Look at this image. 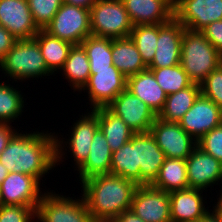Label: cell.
I'll return each mask as SVG.
<instances>
[{
  "label": "cell",
  "mask_w": 222,
  "mask_h": 222,
  "mask_svg": "<svg viewBox=\"0 0 222 222\" xmlns=\"http://www.w3.org/2000/svg\"><path fill=\"white\" fill-rule=\"evenodd\" d=\"M19 132L0 154V163L9 172L30 175L40 183L56 166V133Z\"/></svg>",
  "instance_id": "6da1fadb"
},
{
  "label": "cell",
  "mask_w": 222,
  "mask_h": 222,
  "mask_svg": "<svg viewBox=\"0 0 222 222\" xmlns=\"http://www.w3.org/2000/svg\"><path fill=\"white\" fill-rule=\"evenodd\" d=\"M82 196L95 222H111L131 208L137 185L113 174L97 175L81 183Z\"/></svg>",
  "instance_id": "7a4b0ae2"
},
{
  "label": "cell",
  "mask_w": 222,
  "mask_h": 222,
  "mask_svg": "<svg viewBox=\"0 0 222 222\" xmlns=\"http://www.w3.org/2000/svg\"><path fill=\"white\" fill-rule=\"evenodd\" d=\"M221 63L222 56L201 31L185 28L180 65L193 83L200 85Z\"/></svg>",
  "instance_id": "3957f363"
},
{
  "label": "cell",
  "mask_w": 222,
  "mask_h": 222,
  "mask_svg": "<svg viewBox=\"0 0 222 222\" xmlns=\"http://www.w3.org/2000/svg\"><path fill=\"white\" fill-rule=\"evenodd\" d=\"M0 68L4 77H10L15 82L53 75L34 39L17 40L0 60Z\"/></svg>",
  "instance_id": "277c9868"
},
{
  "label": "cell",
  "mask_w": 222,
  "mask_h": 222,
  "mask_svg": "<svg viewBox=\"0 0 222 222\" xmlns=\"http://www.w3.org/2000/svg\"><path fill=\"white\" fill-rule=\"evenodd\" d=\"M133 27L121 0H98L90 9L91 35L125 38L130 36Z\"/></svg>",
  "instance_id": "5b68a950"
},
{
  "label": "cell",
  "mask_w": 222,
  "mask_h": 222,
  "mask_svg": "<svg viewBox=\"0 0 222 222\" xmlns=\"http://www.w3.org/2000/svg\"><path fill=\"white\" fill-rule=\"evenodd\" d=\"M46 192L35 210L37 222H95L83 196L73 199L53 190Z\"/></svg>",
  "instance_id": "8992f818"
},
{
  "label": "cell",
  "mask_w": 222,
  "mask_h": 222,
  "mask_svg": "<svg viewBox=\"0 0 222 222\" xmlns=\"http://www.w3.org/2000/svg\"><path fill=\"white\" fill-rule=\"evenodd\" d=\"M91 111L92 112H86L84 115L83 113L81 116L79 115V120H76L72 125V131L70 132L71 134L68 135L70 136L68 139L63 138V136L61 138L59 134H56V165H60V163L64 162L63 159L67 156V152L65 153V151L68 150L67 148H69L68 151L71 154V158L72 156L74 158V167L76 166L75 170L86 161L90 153L94 133L99 128L98 114L94 110ZM58 136L60 138H58ZM63 139L68 141L66 142ZM65 154L66 156H64Z\"/></svg>",
  "instance_id": "52a82bcc"
},
{
  "label": "cell",
  "mask_w": 222,
  "mask_h": 222,
  "mask_svg": "<svg viewBox=\"0 0 222 222\" xmlns=\"http://www.w3.org/2000/svg\"><path fill=\"white\" fill-rule=\"evenodd\" d=\"M44 30L54 37L79 45L91 35L90 10L63 2Z\"/></svg>",
  "instance_id": "ba28073f"
},
{
  "label": "cell",
  "mask_w": 222,
  "mask_h": 222,
  "mask_svg": "<svg viewBox=\"0 0 222 222\" xmlns=\"http://www.w3.org/2000/svg\"><path fill=\"white\" fill-rule=\"evenodd\" d=\"M127 78L114 66L111 69L90 70V77L83 87L88 92L90 109L107 107L126 89Z\"/></svg>",
  "instance_id": "9c48e42d"
},
{
  "label": "cell",
  "mask_w": 222,
  "mask_h": 222,
  "mask_svg": "<svg viewBox=\"0 0 222 222\" xmlns=\"http://www.w3.org/2000/svg\"><path fill=\"white\" fill-rule=\"evenodd\" d=\"M150 133L166 158L187 159L197 147V141L178 124L156 117Z\"/></svg>",
  "instance_id": "30bf717a"
},
{
  "label": "cell",
  "mask_w": 222,
  "mask_h": 222,
  "mask_svg": "<svg viewBox=\"0 0 222 222\" xmlns=\"http://www.w3.org/2000/svg\"><path fill=\"white\" fill-rule=\"evenodd\" d=\"M174 18L186 29L202 31L222 20V0H174Z\"/></svg>",
  "instance_id": "8fae6325"
},
{
  "label": "cell",
  "mask_w": 222,
  "mask_h": 222,
  "mask_svg": "<svg viewBox=\"0 0 222 222\" xmlns=\"http://www.w3.org/2000/svg\"><path fill=\"white\" fill-rule=\"evenodd\" d=\"M131 210L144 222H172L169 193L150 185H137Z\"/></svg>",
  "instance_id": "7c38bea8"
},
{
  "label": "cell",
  "mask_w": 222,
  "mask_h": 222,
  "mask_svg": "<svg viewBox=\"0 0 222 222\" xmlns=\"http://www.w3.org/2000/svg\"><path fill=\"white\" fill-rule=\"evenodd\" d=\"M107 108L120 117L135 133L150 132L157 115L138 97L125 89Z\"/></svg>",
  "instance_id": "4fadbf2b"
},
{
  "label": "cell",
  "mask_w": 222,
  "mask_h": 222,
  "mask_svg": "<svg viewBox=\"0 0 222 222\" xmlns=\"http://www.w3.org/2000/svg\"><path fill=\"white\" fill-rule=\"evenodd\" d=\"M178 124L198 141L203 135L222 124V109L200 94Z\"/></svg>",
  "instance_id": "5bb4252c"
},
{
  "label": "cell",
  "mask_w": 222,
  "mask_h": 222,
  "mask_svg": "<svg viewBox=\"0 0 222 222\" xmlns=\"http://www.w3.org/2000/svg\"><path fill=\"white\" fill-rule=\"evenodd\" d=\"M185 27L174 17L165 24H158L155 55L148 68H164L180 64L182 36Z\"/></svg>",
  "instance_id": "9a60e30c"
},
{
  "label": "cell",
  "mask_w": 222,
  "mask_h": 222,
  "mask_svg": "<svg viewBox=\"0 0 222 222\" xmlns=\"http://www.w3.org/2000/svg\"><path fill=\"white\" fill-rule=\"evenodd\" d=\"M34 177L9 172L0 185L4 205H22L36 208L44 194Z\"/></svg>",
  "instance_id": "2e32d148"
},
{
  "label": "cell",
  "mask_w": 222,
  "mask_h": 222,
  "mask_svg": "<svg viewBox=\"0 0 222 222\" xmlns=\"http://www.w3.org/2000/svg\"><path fill=\"white\" fill-rule=\"evenodd\" d=\"M0 24L18 40L33 39L40 30L27 0H0Z\"/></svg>",
  "instance_id": "e0dca14e"
},
{
  "label": "cell",
  "mask_w": 222,
  "mask_h": 222,
  "mask_svg": "<svg viewBox=\"0 0 222 222\" xmlns=\"http://www.w3.org/2000/svg\"><path fill=\"white\" fill-rule=\"evenodd\" d=\"M189 188L207 190L222 183V163L196 147L186 159Z\"/></svg>",
  "instance_id": "ac0fdd59"
},
{
  "label": "cell",
  "mask_w": 222,
  "mask_h": 222,
  "mask_svg": "<svg viewBox=\"0 0 222 222\" xmlns=\"http://www.w3.org/2000/svg\"><path fill=\"white\" fill-rule=\"evenodd\" d=\"M132 24H165L174 17V0H121Z\"/></svg>",
  "instance_id": "d6986e66"
},
{
  "label": "cell",
  "mask_w": 222,
  "mask_h": 222,
  "mask_svg": "<svg viewBox=\"0 0 222 222\" xmlns=\"http://www.w3.org/2000/svg\"><path fill=\"white\" fill-rule=\"evenodd\" d=\"M201 189L188 188L173 191L170 197L172 222H199L210 210L205 207ZM202 194V195H201Z\"/></svg>",
  "instance_id": "ffe728a7"
},
{
  "label": "cell",
  "mask_w": 222,
  "mask_h": 222,
  "mask_svg": "<svg viewBox=\"0 0 222 222\" xmlns=\"http://www.w3.org/2000/svg\"><path fill=\"white\" fill-rule=\"evenodd\" d=\"M137 165H140L141 185L152 184L166 159L150 132L136 133Z\"/></svg>",
  "instance_id": "44dd1931"
},
{
  "label": "cell",
  "mask_w": 222,
  "mask_h": 222,
  "mask_svg": "<svg viewBox=\"0 0 222 222\" xmlns=\"http://www.w3.org/2000/svg\"><path fill=\"white\" fill-rule=\"evenodd\" d=\"M126 89L146 103L156 115L163 109L167 94L158 85L150 69L128 77Z\"/></svg>",
  "instance_id": "7402d4cb"
},
{
  "label": "cell",
  "mask_w": 222,
  "mask_h": 222,
  "mask_svg": "<svg viewBox=\"0 0 222 222\" xmlns=\"http://www.w3.org/2000/svg\"><path fill=\"white\" fill-rule=\"evenodd\" d=\"M112 154L103 132L98 128L94 133L86 161L77 169L79 183L97 175L109 174Z\"/></svg>",
  "instance_id": "603a6c76"
},
{
  "label": "cell",
  "mask_w": 222,
  "mask_h": 222,
  "mask_svg": "<svg viewBox=\"0 0 222 222\" xmlns=\"http://www.w3.org/2000/svg\"><path fill=\"white\" fill-rule=\"evenodd\" d=\"M111 53L113 65L126 78L148 68L130 36L111 39Z\"/></svg>",
  "instance_id": "cb8c5ba5"
},
{
  "label": "cell",
  "mask_w": 222,
  "mask_h": 222,
  "mask_svg": "<svg viewBox=\"0 0 222 222\" xmlns=\"http://www.w3.org/2000/svg\"><path fill=\"white\" fill-rule=\"evenodd\" d=\"M33 39L39 45L48 70L54 75L57 74L55 72L63 68L73 44L50 35L44 29H40Z\"/></svg>",
  "instance_id": "d4e9b609"
},
{
  "label": "cell",
  "mask_w": 222,
  "mask_h": 222,
  "mask_svg": "<svg viewBox=\"0 0 222 222\" xmlns=\"http://www.w3.org/2000/svg\"><path fill=\"white\" fill-rule=\"evenodd\" d=\"M99 128L103 132L111 151L114 152L129 142L135 132L107 107L96 108Z\"/></svg>",
  "instance_id": "484cf974"
},
{
  "label": "cell",
  "mask_w": 222,
  "mask_h": 222,
  "mask_svg": "<svg viewBox=\"0 0 222 222\" xmlns=\"http://www.w3.org/2000/svg\"><path fill=\"white\" fill-rule=\"evenodd\" d=\"M110 174L118 175L136 185H141L140 165H137L136 156V133L129 142L113 152Z\"/></svg>",
  "instance_id": "4316f807"
},
{
  "label": "cell",
  "mask_w": 222,
  "mask_h": 222,
  "mask_svg": "<svg viewBox=\"0 0 222 222\" xmlns=\"http://www.w3.org/2000/svg\"><path fill=\"white\" fill-rule=\"evenodd\" d=\"M68 80L73 92H82L90 77V64L87 53L81 44L73 45L63 68L60 70Z\"/></svg>",
  "instance_id": "83f0119b"
},
{
  "label": "cell",
  "mask_w": 222,
  "mask_h": 222,
  "mask_svg": "<svg viewBox=\"0 0 222 222\" xmlns=\"http://www.w3.org/2000/svg\"><path fill=\"white\" fill-rule=\"evenodd\" d=\"M200 94L201 86L193 83L184 90L167 95L164 107L157 117L167 122L178 123Z\"/></svg>",
  "instance_id": "f1b7e54d"
},
{
  "label": "cell",
  "mask_w": 222,
  "mask_h": 222,
  "mask_svg": "<svg viewBox=\"0 0 222 222\" xmlns=\"http://www.w3.org/2000/svg\"><path fill=\"white\" fill-rule=\"evenodd\" d=\"M151 185L167 193L188 189L186 159L166 158Z\"/></svg>",
  "instance_id": "f546056e"
},
{
  "label": "cell",
  "mask_w": 222,
  "mask_h": 222,
  "mask_svg": "<svg viewBox=\"0 0 222 222\" xmlns=\"http://www.w3.org/2000/svg\"><path fill=\"white\" fill-rule=\"evenodd\" d=\"M81 45L87 53L90 70L111 69L113 60L110 38L90 35Z\"/></svg>",
  "instance_id": "4dcf8cb0"
},
{
  "label": "cell",
  "mask_w": 222,
  "mask_h": 222,
  "mask_svg": "<svg viewBox=\"0 0 222 222\" xmlns=\"http://www.w3.org/2000/svg\"><path fill=\"white\" fill-rule=\"evenodd\" d=\"M21 90L18 91L13 85L6 84L3 81L0 83V123L12 124L18 116L21 117L23 108L26 105L24 102Z\"/></svg>",
  "instance_id": "1f68e13d"
},
{
  "label": "cell",
  "mask_w": 222,
  "mask_h": 222,
  "mask_svg": "<svg viewBox=\"0 0 222 222\" xmlns=\"http://www.w3.org/2000/svg\"><path fill=\"white\" fill-rule=\"evenodd\" d=\"M148 69L152 71L158 85L167 95L184 90L193 84L180 64Z\"/></svg>",
  "instance_id": "d6a6232c"
},
{
  "label": "cell",
  "mask_w": 222,
  "mask_h": 222,
  "mask_svg": "<svg viewBox=\"0 0 222 222\" xmlns=\"http://www.w3.org/2000/svg\"><path fill=\"white\" fill-rule=\"evenodd\" d=\"M144 63L148 66L155 55L158 39V24L135 25L130 33Z\"/></svg>",
  "instance_id": "836d02e7"
},
{
  "label": "cell",
  "mask_w": 222,
  "mask_h": 222,
  "mask_svg": "<svg viewBox=\"0 0 222 222\" xmlns=\"http://www.w3.org/2000/svg\"><path fill=\"white\" fill-rule=\"evenodd\" d=\"M34 23L44 29L54 18L63 0H27Z\"/></svg>",
  "instance_id": "e575fe53"
},
{
  "label": "cell",
  "mask_w": 222,
  "mask_h": 222,
  "mask_svg": "<svg viewBox=\"0 0 222 222\" xmlns=\"http://www.w3.org/2000/svg\"><path fill=\"white\" fill-rule=\"evenodd\" d=\"M201 94L222 109V63L200 84Z\"/></svg>",
  "instance_id": "d590c367"
},
{
  "label": "cell",
  "mask_w": 222,
  "mask_h": 222,
  "mask_svg": "<svg viewBox=\"0 0 222 222\" xmlns=\"http://www.w3.org/2000/svg\"><path fill=\"white\" fill-rule=\"evenodd\" d=\"M197 147L222 163V124L203 135Z\"/></svg>",
  "instance_id": "8d00e7d4"
},
{
  "label": "cell",
  "mask_w": 222,
  "mask_h": 222,
  "mask_svg": "<svg viewBox=\"0 0 222 222\" xmlns=\"http://www.w3.org/2000/svg\"><path fill=\"white\" fill-rule=\"evenodd\" d=\"M35 210L29 206L3 205L0 207V222H34Z\"/></svg>",
  "instance_id": "74e56055"
},
{
  "label": "cell",
  "mask_w": 222,
  "mask_h": 222,
  "mask_svg": "<svg viewBox=\"0 0 222 222\" xmlns=\"http://www.w3.org/2000/svg\"><path fill=\"white\" fill-rule=\"evenodd\" d=\"M201 32L222 56V20L212 22Z\"/></svg>",
  "instance_id": "f35d334b"
},
{
  "label": "cell",
  "mask_w": 222,
  "mask_h": 222,
  "mask_svg": "<svg viewBox=\"0 0 222 222\" xmlns=\"http://www.w3.org/2000/svg\"><path fill=\"white\" fill-rule=\"evenodd\" d=\"M18 39L0 24V60L13 47Z\"/></svg>",
  "instance_id": "ab89813d"
},
{
  "label": "cell",
  "mask_w": 222,
  "mask_h": 222,
  "mask_svg": "<svg viewBox=\"0 0 222 222\" xmlns=\"http://www.w3.org/2000/svg\"><path fill=\"white\" fill-rule=\"evenodd\" d=\"M11 124L0 123V154L8 145L12 137L18 132L17 129H13Z\"/></svg>",
  "instance_id": "60d3db41"
},
{
  "label": "cell",
  "mask_w": 222,
  "mask_h": 222,
  "mask_svg": "<svg viewBox=\"0 0 222 222\" xmlns=\"http://www.w3.org/2000/svg\"><path fill=\"white\" fill-rule=\"evenodd\" d=\"M111 222H144L140 217H138L132 210H124Z\"/></svg>",
  "instance_id": "b9f144b4"
},
{
  "label": "cell",
  "mask_w": 222,
  "mask_h": 222,
  "mask_svg": "<svg viewBox=\"0 0 222 222\" xmlns=\"http://www.w3.org/2000/svg\"><path fill=\"white\" fill-rule=\"evenodd\" d=\"M97 1L98 0H63V2L68 5H73V6L81 7L84 9H89V10Z\"/></svg>",
  "instance_id": "7bdbcfd3"
},
{
  "label": "cell",
  "mask_w": 222,
  "mask_h": 222,
  "mask_svg": "<svg viewBox=\"0 0 222 222\" xmlns=\"http://www.w3.org/2000/svg\"><path fill=\"white\" fill-rule=\"evenodd\" d=\"M199 222H222V220L210 209V212H208Z\"/></svg>",
  "instance_id": "ee69618b"
},
{
  "label": "cell",
  "mask_w": 222,
  "mask_h": 222,
  "mask_svg": "<svg viewBox=\"0 0 222 222\" xmlns=\"http://www.w3.org/2000/svg\"><path fill=\"white\" fill-rule=\"evenodd\" d=\"M219 198H217V203L213 206L214 213L222 220V190L219 193Z\"/></svg>",
  "instance_id": "f6af8a7d"
},
{
  "label": "cell",
  "mask_w": 222,
  "mask_h": 222,
  "mask_svg": "<svg viewBox=\"0 0 222 222\" xmlns=\"http://www.w3.org/2000/svg\"><path fill=\"white\" fill-rule=\"evenodd\" d=\"M8 174L9 171L6 169V167L3 164L0 163V185Z\"/></svg>",
  "instance_id": "bcb514c9"
},
{
  "label": "cell",
  "mask_w": 222,
  "mask_h": 222,
  "mask_svg": "<svg viewBox=\"0 0 222 222\" xmlns=\"http://www.w3.org/2000/svg\"><path fill=\"white\" fill-rule=\"evenodd\" d=\"M4 204H3V199H2V194H1V190H0V207H2Z\"/></svg>",
  "instance_id": "7dc6e473"
}]
</instances>
